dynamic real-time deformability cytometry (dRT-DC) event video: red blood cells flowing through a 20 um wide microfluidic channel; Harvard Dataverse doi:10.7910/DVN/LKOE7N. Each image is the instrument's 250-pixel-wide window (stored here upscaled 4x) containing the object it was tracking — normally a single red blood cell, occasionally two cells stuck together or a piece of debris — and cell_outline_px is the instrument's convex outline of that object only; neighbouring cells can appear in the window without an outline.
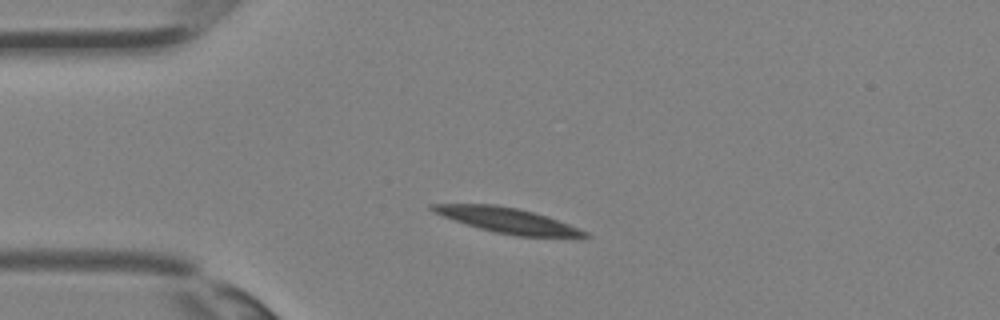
{"species": "Egyptian fruit bat (a non-hibernating species)", "species_latin": "Rousettus aegyptiacus", "temperature_condition": "room temperature", "stored_images_in_passage": 29, "camera_frame_rate_fps": 3000, "um_per_image_px": 0.085, "animal": {"sex": "female"}, "frame": {"image": 1, "passage_image": 1, "time_ms": 0.0, "image_size_px": [1000, 320], "cell_outline_px": [[592, 236], [516, 236], [496, 232], [480, 228], [432, 212], [428, 208], [428, 204], [496, 204], [516, 208], [548, 216], [588, 232]], "centroid_in_image_um": [43.1, 18.71], "position_along_channel_um": 41.9, "area_um2": 21.85}}
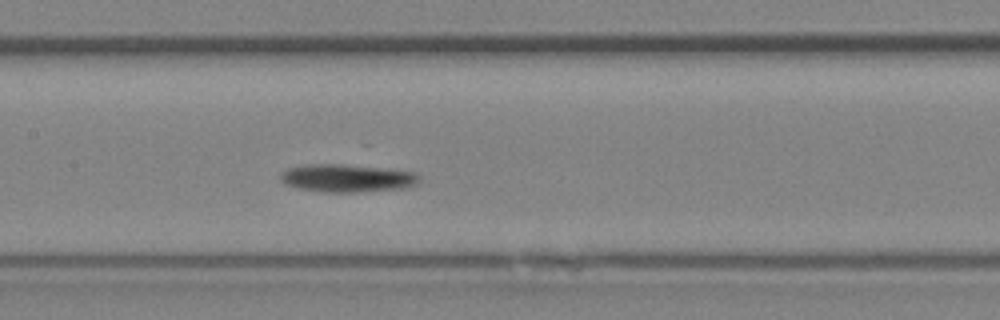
{"frame": {"image": 2, "passage_image": 10, "time_ms": 3.0, "image_size_px": [1000, 320], "cell_outline_px": [[420, 180], [416, 184], [408, 188], [356, 192], [320, 192], [296, 188], [280, 180], [280, 172], [288, 168], [304, 164], [340, 164], [380, 168], [416, 172], [420, 176]], "centroid_in_image_um": [29.49, 15.15], "position_along_channel_um": 177.9, "area_um2": 22.66}}
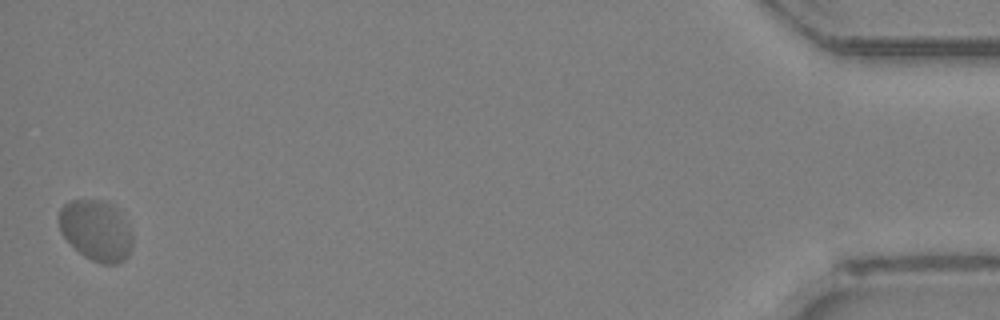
{"frame": {"image": 3, "passage_image": 29, "time_ms": 9.333, "image_size_px": [1000, 320], "cell_outline_px": [[132, 248], [128, 256], [124, 260], [116, 264], [104, 264], [92, 260], [84, 256], [60, 232], [60, 208], [68, 200], [100, 200], [112, 204], [124, 216], [132, 232]], "centroid_in_image_um": [8.21, 19.58], "position_along_channel_um": 427.0, "area_um2": 26.01}}